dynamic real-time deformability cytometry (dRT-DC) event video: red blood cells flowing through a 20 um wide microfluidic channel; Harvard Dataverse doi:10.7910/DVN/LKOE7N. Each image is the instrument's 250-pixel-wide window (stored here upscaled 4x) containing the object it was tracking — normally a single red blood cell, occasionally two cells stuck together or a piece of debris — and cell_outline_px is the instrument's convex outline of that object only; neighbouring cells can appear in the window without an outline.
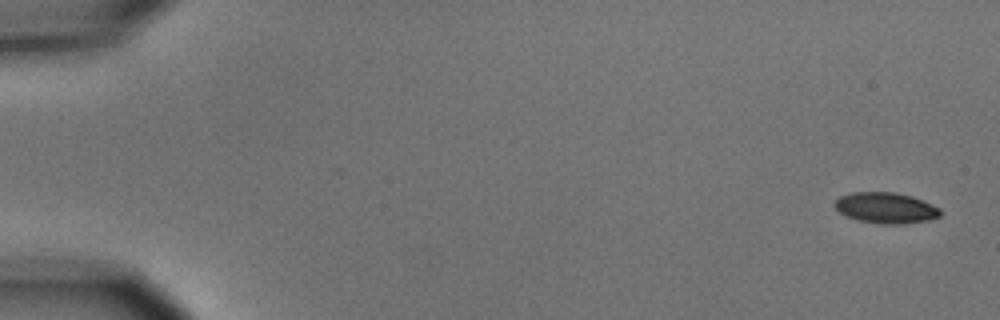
{"species": "common noctule bat (a hibernating species)", "species_latin": "Nyctalus noctula", "temperature_condition": "cold", "stored_images_in_passage": 5, "camera_frame_rate_fps": 3000, "um_per_image_px": 0.085, "animal": {"sex": "male", "body_mass_g": 15.6}, "frame": {"image": 1, "passage_image": 1, "time_ms": 0.0, "image_size_px": [1000, 320], "cell_outline_px": [[940, 216], [928, 220], [904, 224], [880, 224], [860, 220], [848, 216], [840, 212], [832, 204], [840, 196], [852, 192], [896, 192], [912, 196], [940, 208]], "centroid_in_image_um": [75.29, 17.66], "position_along_channel_um": 9.7, "area_um2": 18.9}}
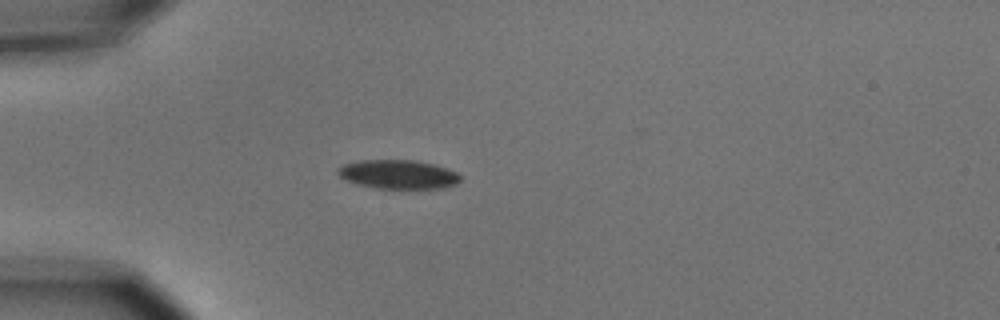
{"frame": {"image": 2, "passage_image": 5, "time_ms": 4.667, "image_size_px": [1000, 320], "cell_outline_px": [[460, 180], [456, 184], [440, 188], [376, 188], [360, 184], [348, 180], [340, 176], [336, 172], [336, 168], [344, 164], [360, 160], [416, 160], [448, 168], [456, 172], [460, 176]], "centroid_in_image_um": [33.84, 14.81], "position_along_channel_um": 51.2, "area_um2": 20.46}}